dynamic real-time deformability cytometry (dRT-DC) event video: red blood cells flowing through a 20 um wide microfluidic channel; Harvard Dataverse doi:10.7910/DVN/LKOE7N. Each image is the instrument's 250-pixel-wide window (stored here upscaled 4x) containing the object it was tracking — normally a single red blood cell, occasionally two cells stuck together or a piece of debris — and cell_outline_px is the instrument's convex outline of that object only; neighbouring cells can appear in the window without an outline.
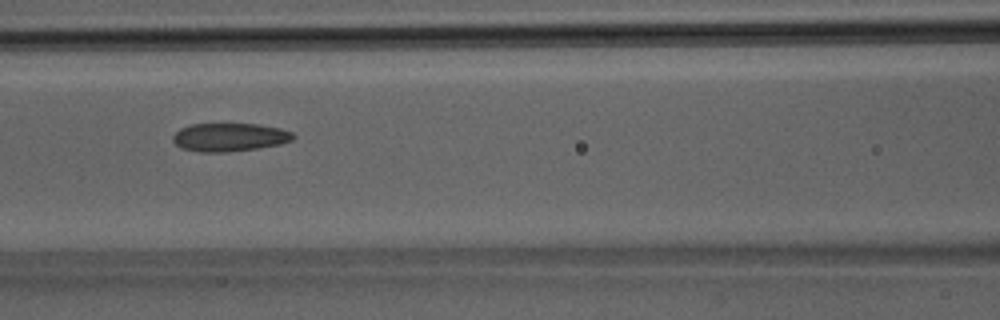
{"species": "Egyptian fruit bat (a non-hibernating species)", "species_latin": "Rousettus aegyptiacus", "temperature_condition": "room temperature", "stored_images_in_passage": 27, "camera_frame_rate_fps": 3000, "um_per_image_px": 0.085, "animal": {"sex": "male"}, "frame": {"image": 1, "passage_image": 8, "time_ms": 2.333, "image_size_px": [1000, 320], "cell_outline_px": [[296, 136], [292, 140], [280, 144], [260, 148], [228, 152], [200, 152], [180, 148], [172, 140], [172, 136], [180, 128], [192, 124], [260, 124], [280, 128], [292, 132]], "centroid_in_image_um": [19.51, 11.66], "position_along_channel_um": 147.1, "area_um2": 20.0}}
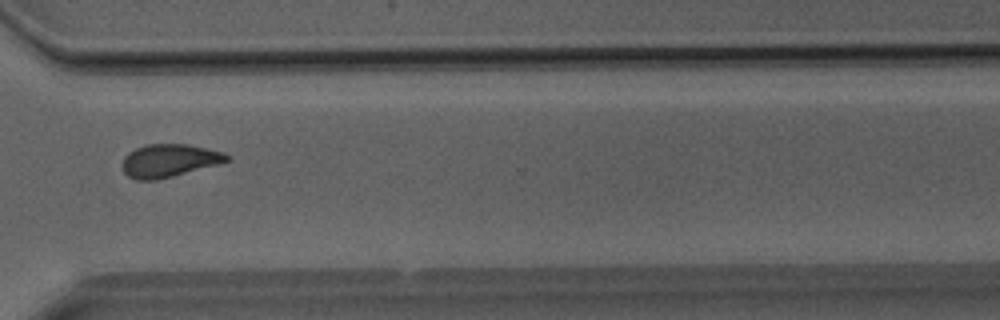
{"frame": {"image": 2, "passage_image": 20, "time_ms": 6.333, "image_size_px": [1000, 320], "cell_outline_px": [[232, 160], [220, 164], [156, 180], [136, 180], [128, 176], [124, 172], [120, 164], [124, 156], [128, 152], [144, 144], [188, 144], [224, 152]], "centroid_in_image_um": [14.36, 13.64], "position_along_channel_um": 356.2, "area_um2": 20.29}}
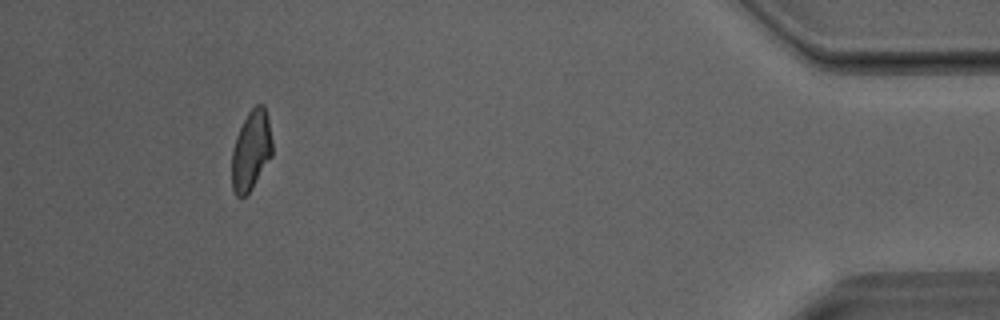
{"frame": {"image": 3, "passage_image": 27, "time_ms": 8.667, "image_size_px": [1000, 320], "cell_outline_px": [[272, 156], [252, 188], [244, 196], [236, 196], [232, 188], [232, 148], [236, 136], [248, 112], [256, 104], [264, 104], [268, 120], [272, 140]], "centroid_in_image_um": [21.34, 12.78], "position_along_channel_um": 413.9, "area_um2": 18.73}}